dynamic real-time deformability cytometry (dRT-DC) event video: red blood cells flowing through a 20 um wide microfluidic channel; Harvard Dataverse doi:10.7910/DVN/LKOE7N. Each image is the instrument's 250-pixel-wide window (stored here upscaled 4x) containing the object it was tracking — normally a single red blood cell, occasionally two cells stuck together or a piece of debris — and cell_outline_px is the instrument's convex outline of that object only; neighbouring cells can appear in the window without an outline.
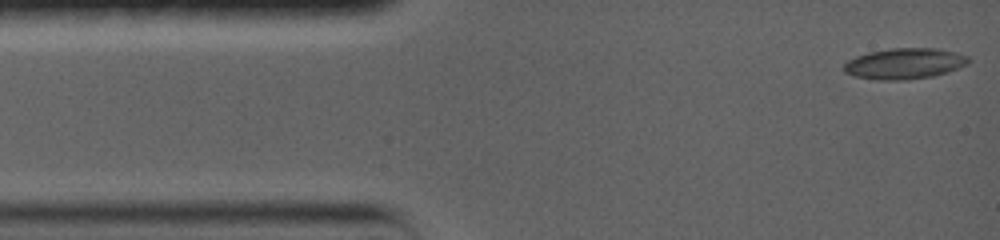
{"species": "common noctule bat (a hibernating species)", "species_latin": "Nyctalus noctula", "temperature_condition": "warm", "stored_images_in_passage": 47, "camera_frame_rate_fps": 5000, "um_per_image_px": 0.085, "animal": {"sex": "female", "body_mass_g": 19.0, "forearm_length_mm": 56.7}, "frame": {"image": 1, "passage_image": 1, "time_ms": 0.0, "image_size_px": [1000, 240], "cell_outline_px": [[972, 60], [948, 72], [932, 76], [904, 80], [880, 80], [856, 76], [844, 72], [844, 64], [848, 60], [856, 56], [868, 52], [892, 48], [936, 48], [968, 56]], "centroid_in_image_um": [76.86, 5.4], "position_along_channel_um": 8.1, "area_um2": 22.14}}
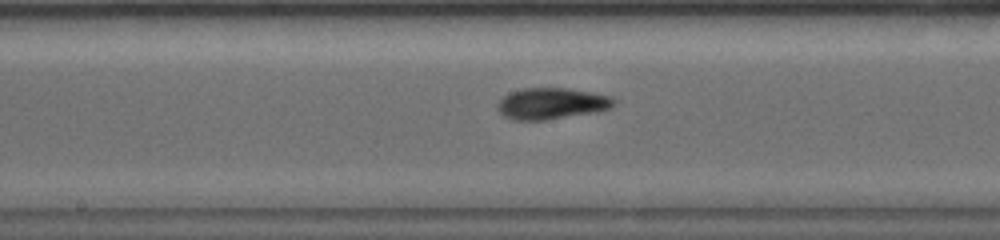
{"frame": {"image": 2, "passage_image": 20, "time_ms": 7.0, "image_size_px": [1000, 240], "cell_outline_px": [[616, 104], [612, 108], [600, 112], [544, 120], [512, 120], [504, 116], [496, 108], [496, 104], [508, 92], [524, 88], [568, 88], [592, 92], [608, 96], [616, 100]], "centroid_in_image_um": [46.9, 8.8], "position_along_channel_um": 201.3, "area_um2": 21.56}}
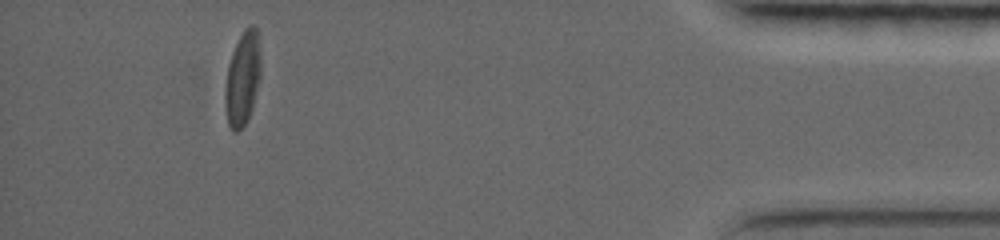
{"frame": {"image": 3, "passage_image": 41, "time_ms": 14.4, "image_size_px": [1000, 240], "cell_outline_px": [[260, 76], [252, 108], [248, 120], [236, 132], [232, 132], [228, 124], [224, 96], [228, 64], [232, 52], [244, 28], [248, 24], [252, 24], [256, 28], [260, 52]], "centroid_in_image_um": [20.61, 6.66], "position_along_channel_um": 414.6, "area_um2": 19.42}, "authors_computed_cell_mechanics": {"area_um2": 20.4034, "velocity_mm_per_s": 3.7778, "shape_relaxation_time_tau1_ms": 5.0408, "shape_relaxation_time_tau2_ms": 1.8722, "deformation_change_tau1": 0.1814, "deformation_change_tau2": 0.0765}}